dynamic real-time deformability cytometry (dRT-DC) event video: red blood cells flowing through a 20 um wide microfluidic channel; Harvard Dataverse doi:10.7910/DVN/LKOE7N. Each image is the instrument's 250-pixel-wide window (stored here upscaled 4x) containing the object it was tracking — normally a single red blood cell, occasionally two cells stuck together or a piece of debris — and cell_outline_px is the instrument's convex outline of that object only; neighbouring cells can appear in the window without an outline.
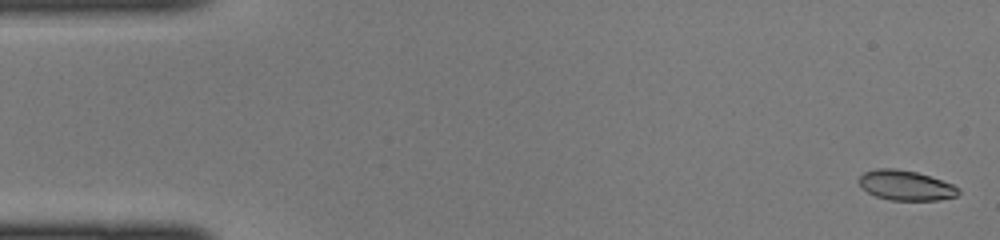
{"species": "common noctule bat (a hibernating species)", "species_latin": "Nyctalus noctula", "temperature_condition": "cold", "stored_images_in_passage": 44, "camera_frame_rate_fps": 3000, "um_per_image_px": 0.085, "animal": {"sex": "female", "body_mass_g": 22.0, "forearm_length_mm": 56.7}, "frame": {"image": 1, "passage_image": 1, "time_ms": 0.0, "image_size_px": [1000, 240], "cell_outline_px": [[960, 192], [956, 196], [940, 200], [888, 200], [876, 196], [868, 192], [860, 184], [860, 176], [864, 172], [876, 168], [896, 168], [916, 172], [952, 184], [960, 188]], "centroid_in_image_um": [77.0, 15.76], "position_along_channel_um": 8.0, "area_um2": 17.22}}
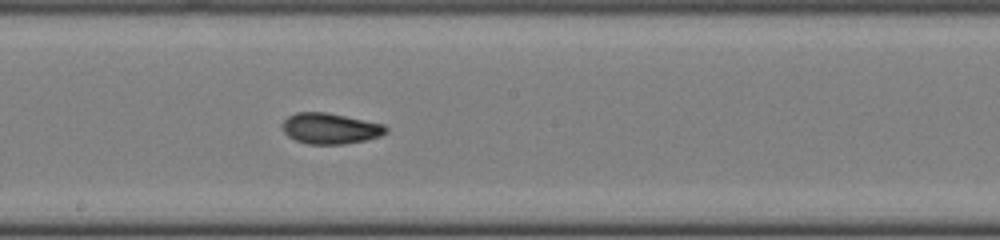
{"frame": {"image": 2, "passage_image": 24, "time_ms": 7.667, "image_size_px": [1000, 240], "cell_outline_px": [[388, 132], [380, 136], [364, 140], [344, 144], [308, 144], [296, 140], [288, 136], [284, 132], [280, 124], [288, 116], [296, 112], [328, 112], [384, 124], [388, 128]], "centroid_in_image_um": [28.06, 10.91], "position_along_channel_um": 220.1, "area_um2": 18.73}}
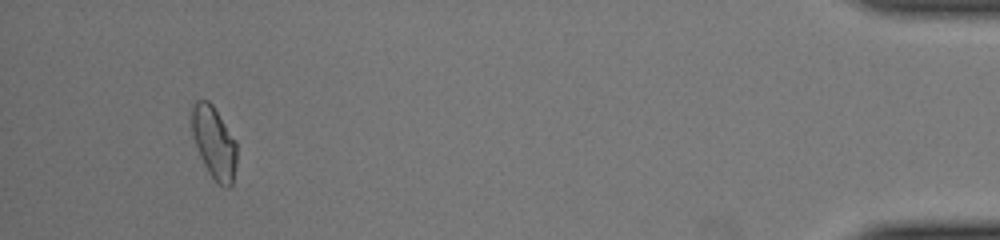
{"frame": {"image": 3, "passage_image": 42, "time_ms": 13.667, "image_size_px": [1000, 240], "cell_outline_px": [[236, 164], [232, 184], [228, 188], [224, 188], [208, 172], [200, 156], [192, 132], [192, 104], [196, 100], [208, 100], [212, 104], [236, 140]], "centroid_in_image_um": [18.21, 12.11], "position_along_channel_um": 417.0, "area_um2": 18.73}}